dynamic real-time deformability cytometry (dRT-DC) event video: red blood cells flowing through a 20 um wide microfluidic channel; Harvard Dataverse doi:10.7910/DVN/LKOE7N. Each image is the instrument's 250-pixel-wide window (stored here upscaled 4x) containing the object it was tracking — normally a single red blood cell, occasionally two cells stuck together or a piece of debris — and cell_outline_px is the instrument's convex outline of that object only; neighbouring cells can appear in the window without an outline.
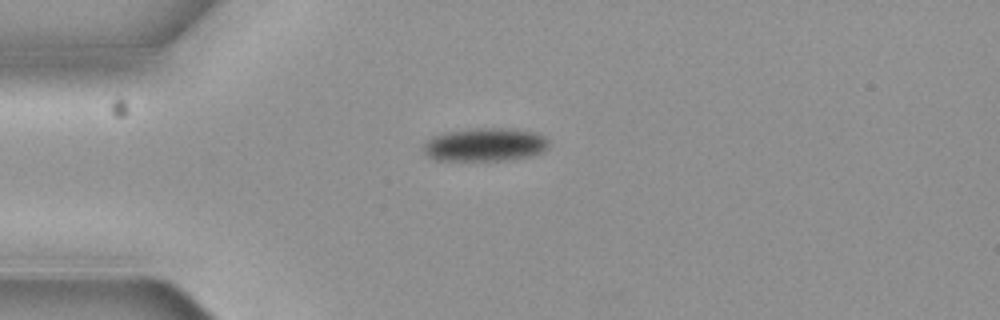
{"species": "common noctule bat (a hibernating species)", "species_latin": "Nyctalus noctula", "temperature_condition": "cold", "stored_images_in_passage": 8, "camera_frame_rate_fps": 3000, "um_per_image_px": 0.085, "animal": {"sex": "female", "body_mass_g": 19.3, "forearm_length_mm": 54.1}, "frame": {"image": 1, "passage_image": 1, "time_ms": 0.0, "image_size_px": [1000, 320], "cell_outline_px": [[548, 144], [540, 152], [532, 156], [504, 160], [436, 160], [428, 156], [424, 152], [424, 144], [428, 140], [444, 132], [476, 128], [508, 128], [536, 132], [544, 136], [548, 140]], "centroid_in_image_um": [41.23, 12.29], "position_along_channel_um": 43.8, "area_um2": 24.1}}
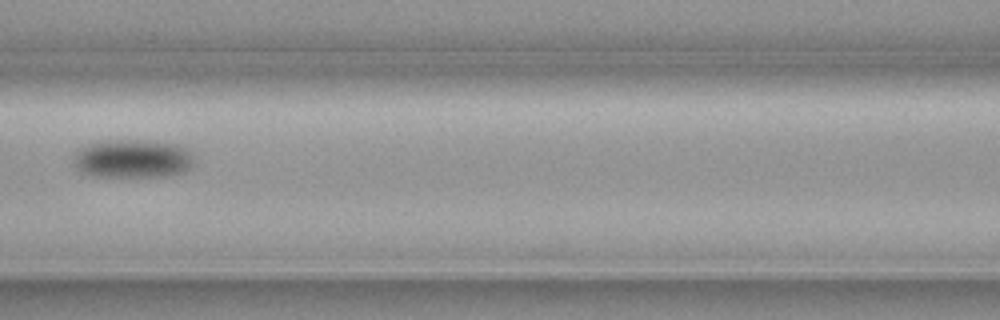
{"frame": {"image": 2, "passage_image": 4, "time_ms": 1.0, "image_size_px": [1000, 320], "cell_outline_px": [[196, 160], [184, 172], [168, 176], [92, 176], [76, 168], [72, 160], [76, 152], [80, 148], [88, 144], [100, 140], [148, 140], [176, 144], [188, 148], [192, 152]], "centroid_in_image_um": [11.3, 13.47], "position_along_channel_um": 155.3, "area_um2": 27.4}}
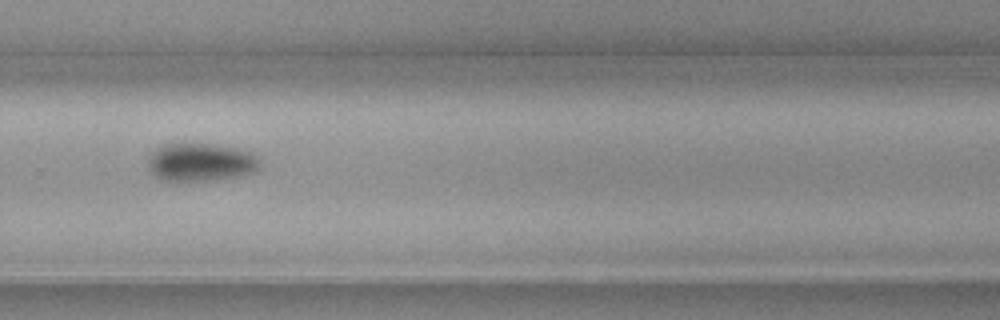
{"frame": {"image": 3, "passage_image": 8, "time_ms": 2.333, "image_size_px": [1000, 320], "cell_outline_px": [[260, 168], [256, 172], [240, 176], [212, 180], [164, 180], [156, 176], [152, 172], [148, 164], [148, 156], [156, 148], [164, 144], [184, 140], [216, 144], [236, 148], [252, 152], [260, 160]], "centroid_in_image_um": [17.08, 13.73], "position_along_channel_um": 312.7, "area_um2": 25.61}}